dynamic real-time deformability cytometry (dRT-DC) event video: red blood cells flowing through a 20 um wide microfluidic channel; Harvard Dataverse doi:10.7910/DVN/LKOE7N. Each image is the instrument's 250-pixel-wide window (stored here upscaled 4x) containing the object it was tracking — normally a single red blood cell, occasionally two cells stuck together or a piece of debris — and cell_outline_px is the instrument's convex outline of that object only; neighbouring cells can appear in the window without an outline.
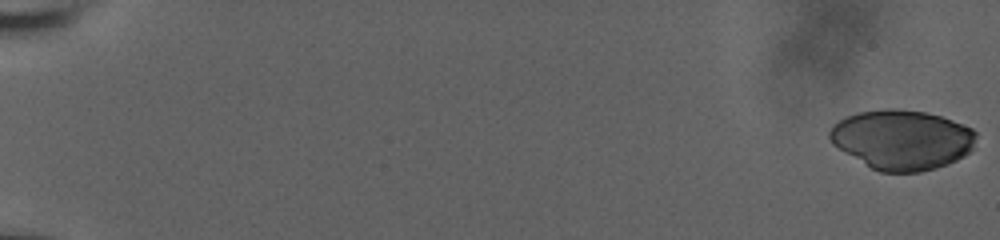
{"species": "human", "species_latin": "Homo sapiens", "temperature_condition": "room temperature", "stored_images_in_passage": 59, "camera_frame_rate_fps": 3000, "um_per_image_px": 0.085, "donor": {"sex": "male"}, "frame": {"image": 1, "passage_image": 1, "time_ms": 0.0, "image_size_px": [1000, 240], "cell_outline_px": [[976, 136], [972, 148], [964, 156], [948, 164], [936, 168], [920, 172], [880, 172], [872, 168], [844, 152], [832, 144], [828, 136], [828, 132], [832, 124], [848, 116], [860, 112], [884, 108], [896, 108], [924, 112], [940, 116], [952, 120], [972, 128], [976, 132]], "centroid_in_image_um": [76.65, 11.87], "position_along_channel_um": 8.3, "area_um2": 50.98}}